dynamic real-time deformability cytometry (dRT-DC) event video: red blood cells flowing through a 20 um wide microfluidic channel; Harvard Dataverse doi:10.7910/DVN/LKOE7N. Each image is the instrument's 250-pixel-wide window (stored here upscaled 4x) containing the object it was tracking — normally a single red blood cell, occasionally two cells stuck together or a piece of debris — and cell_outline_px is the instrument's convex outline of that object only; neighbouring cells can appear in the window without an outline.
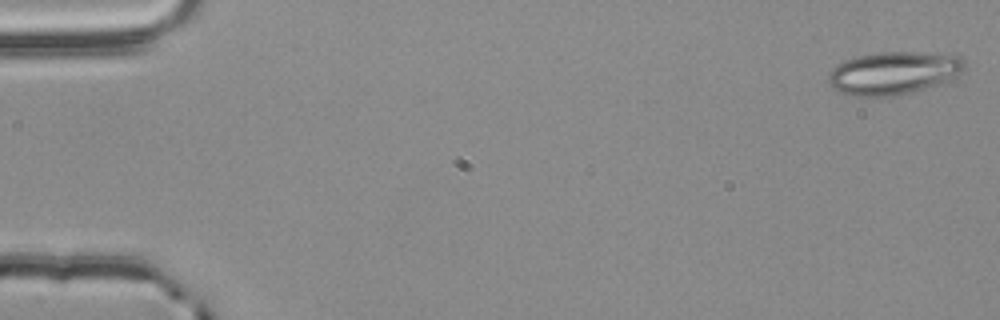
{"species": "common noctule bat (a hibernating species)", "species_latin": "Nyctalus noctula", "temperature_condition": "room temperature", "stored_images_in_passage": 55, "camera_frame_rate_fps": 3000, "um_per_image_px": 0.085, "animal": {"sex": "male", "body_mass_g": 20.4}, "frame": {"image": 1, "passage_image": 1, "time_ms": 0.0, "image_size_px": [1000, 320], "cell_outline_px": [[968, 64], [964, 72], [948, 80], [912, 92], [892, 96], [852, 96], [840, 92], [832, 88], [828, 84], [828, 76], [832, 68], [836, 64], [844, 60], [876, 52], [916, 52], [960, 56]], "centroid_in_image_um": [75.94, 6.2], "position_along_channel_um": 9.1, "area_um2": 34.1}}
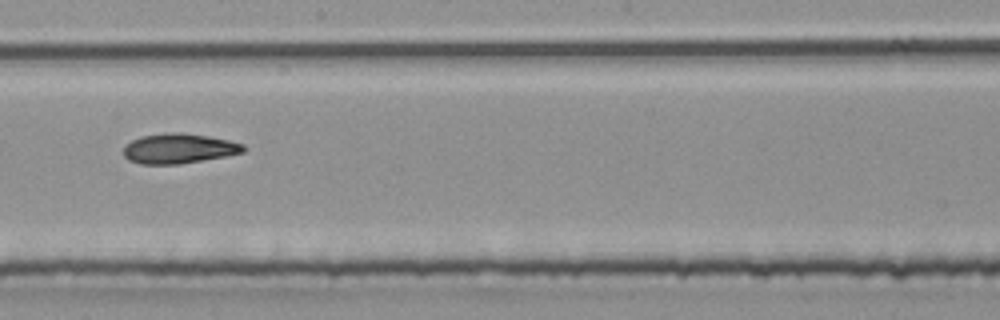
{"frame": {"image": 2, "passage_image": 31, "time_ms": 10.0, "image_size_px": [1000, 320], "cell_outline_px": [[248, 148], [244, 152], [224, 156], [180, 164], [140, 164], [128, 160], [124, 156], [124, 144], [140, 136], [168, 132], [180, 132], [208, 136], [228, 140], [244, 144]], "centroid_in_image_um": [15.18, 12.62], "position_along_channel_um": 233.0, "area_um2": 21.04}}
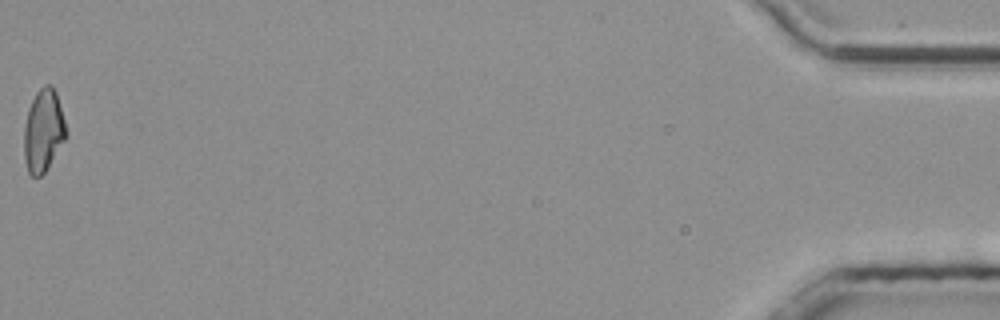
{"frame": {"image": 3, "passage_image": 55, "time_ms": 18.0, "image_size_px": [1000, 320], "cell_outline_px": [[68, 136], [44, 172], [40, 176], [32, 176], [28, 172], [24, 156], [24, 128], [28, 108], [36, 92], [44, 84], [48, 84], [56, 92], [68, 132]], "centroid_in_image_um": [3.69, 11.1], "position_along_channel_um": 431.5, "area_um2": 20.17}, "authors_computed_cell_mechanics": {"area_um2": 20.9814, "velocity_mm_per_s": 3.7976, "shape_relaxation_time_tau1_ms": null, "shape_relaxation_time_tau2_ms": 9.2243, "deformation_change_tau1": null, "deformation_change_tau2": 0.1909}}